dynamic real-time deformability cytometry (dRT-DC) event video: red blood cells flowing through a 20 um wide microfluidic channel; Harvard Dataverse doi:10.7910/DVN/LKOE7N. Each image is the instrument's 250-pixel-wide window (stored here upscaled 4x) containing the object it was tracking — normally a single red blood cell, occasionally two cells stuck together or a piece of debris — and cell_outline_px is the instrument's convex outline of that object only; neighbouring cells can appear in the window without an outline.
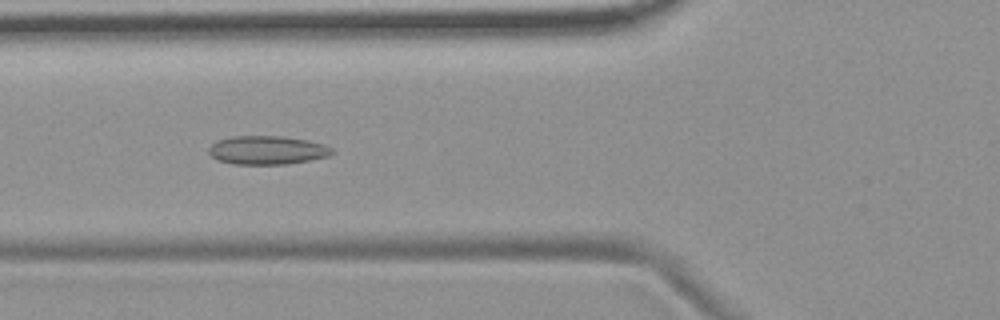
{"species": "common noctule bat (a hibernating species)", "species_latin": "Nyctalus noctula", "temperature_condition": "room temperature", "stored_images_in_passage": 7, "camera_frame_rate_fps": 3000, "um_per_image_px": 0.085, "animal": {"sex": "female", "body_mass_g": 19.9}, "frame": {"image": 1, "passage_image": 5, "time_ms": 4.667, "image_size_px": [1000, 320], "cell_outline_px": [[336, 152], [328, 156], [288, 164], [232, 164], [216, 160], [208, 152], [208, 148], [212, 144], [220, 140], [232, 136], [280, 136], [308, 140], [324, 144], [332, 148]], "centroid_in_image_um": [22.71, 12.76], "position_along_channel_um": 103.1, "area_um2": 20.58}}
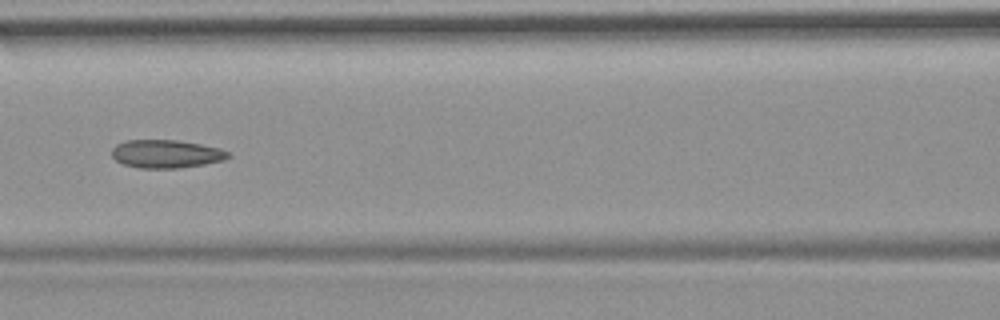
{"frame": {"image": 2, "passage_image": 6, "time_ms": 6.0, "image_size_px": [1000, 320], "cell_outline_px": [[232, 156], [224, 160], [204, 164], [180, 168], [140, 168], [124, 164], [116, 160], [112, 156], [112, 148], [116, 144], [128, 140], [176, 140], [200, 144], [220, 148], [232, 152]], "centroid_in_image_um": [14.17, 13.08], "position_along_channel_um": 152.4, "area_um2": 19.19}}
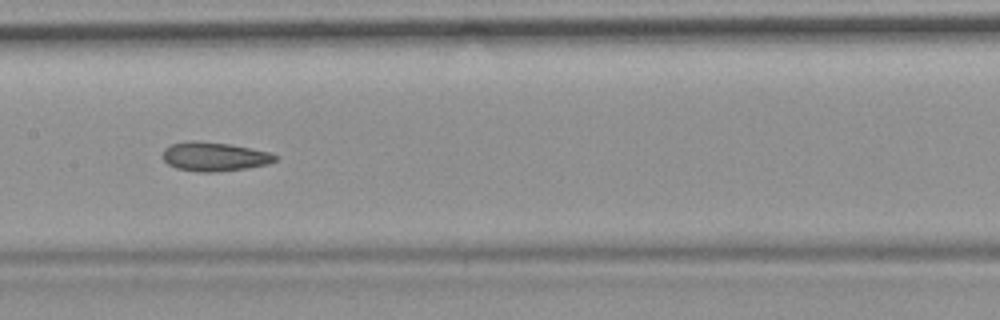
{"frame": {"image": 3, "passage_image": 7, "time_ms": 7.0, "image_size_px": [1000, 320], "cell_outline_px": [[276, 160], [268, 164], [248, 168], [212, 172], [200, 172], [176, 168], [168, 164], [164, 160], [164, 148], [172, 144], [192, 140], [196, 140], [228, 144], [268, 152], [276, 156]], "centroid_in_image_um": [18.2, 13.31], "position_along_channel_um": 189.2, "area_um2": 18.73}}